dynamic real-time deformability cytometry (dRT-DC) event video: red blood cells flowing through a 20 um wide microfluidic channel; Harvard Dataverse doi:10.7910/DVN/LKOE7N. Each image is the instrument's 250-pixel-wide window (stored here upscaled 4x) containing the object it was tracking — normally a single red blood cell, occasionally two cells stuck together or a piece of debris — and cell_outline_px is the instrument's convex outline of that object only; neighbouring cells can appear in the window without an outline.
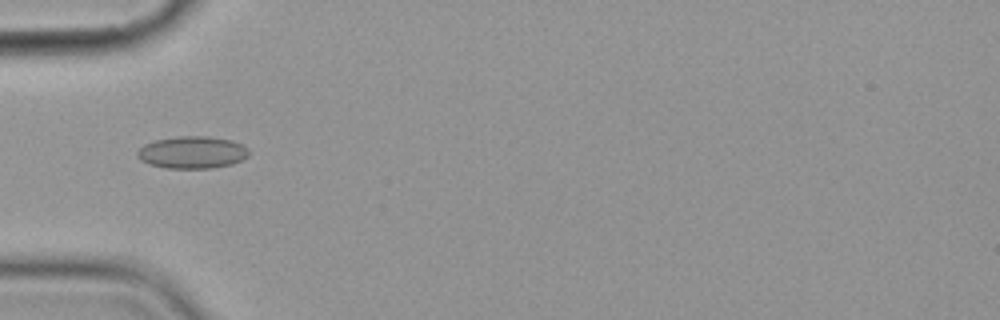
{"species": "common noctule bat (a hibernating species)", "species_latin": "Nyctalus noctula", "temperature_condition": "cold", "stored_images_in_passage": 12, "camera_frame_rate_fps": 3000, "um_per_image_px": 0.085, "animal": {"sex": "female", "body_mass_g": 19.9}, "frame": {"image": 1, "passage_image": 2, "time_ms": 2.0, "image_size_px": [1000, 320], "cell_outline_px": [[248, 156], [232, 164], [208, 168], [168, 168], [148, 164], [140, 160], [136, 156], [136, 152], [144, 144], [156, 140], [176, 136], [208, 136], [232, 140], [248, 148]], "centroid_in_image_um": [16.31, 12.94], "position_along_channel_um": 68.7, "area_um2": 20.92}}
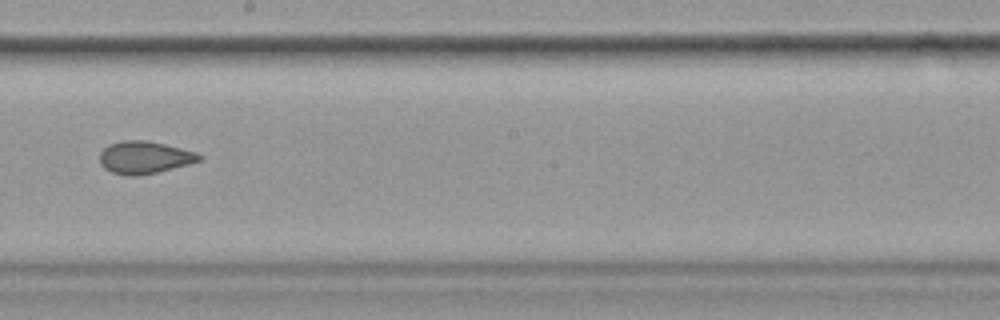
{"frame": {"image": 2, "passage_image": 6, "time_ms": 6.667, "image_size_px": [1000, 320], "cell_outline_px": [[204, 156], [200, 160], [188, 164], [156, 172], [136, 176], [128, 176], [112, 172], [104, 168], [100, 164], [100, 152], [108, 144], [124, 140], [148, 140], [196, 152]], "centroid_in_image_um": [12.26, 13.37], "position_along_channel_um": 235.9, "area_um2": 18.73}}
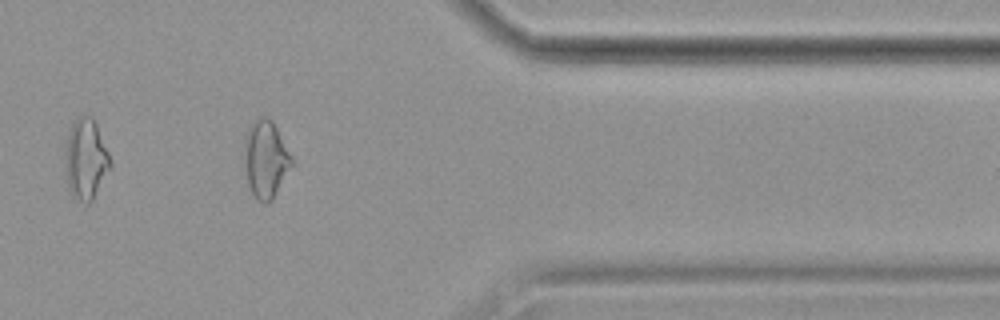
{"frame": {"image": 3, "passage_image": 10, "time_ms": 11.333, "image_size_px": [1000, 320], "cell_outline_px": [[292, 164], [272, 200], [268, 204], [264, 204], [256, 200], [248, 184], [244, 144], [244, 136], [248, 128], [260, 116], [268, 116], [272, 120], [292, 156]], "centroid_in_image_um": [22.58, 13.52], "position_along_channel_um": 388.8, "area_um2": 21.1}, "authors_computed_cell_mechanics": {"area_um2": 19.1318, "velocity_mm_per_s": 3.6077, "shape_relaxation_time_tau1_ms": 3.8924, "shape_relaxation_time_tau2_ms": 5.1544, "deformation_change_tau1": 0.0837, "deformation_change_tau2": 0.043}}